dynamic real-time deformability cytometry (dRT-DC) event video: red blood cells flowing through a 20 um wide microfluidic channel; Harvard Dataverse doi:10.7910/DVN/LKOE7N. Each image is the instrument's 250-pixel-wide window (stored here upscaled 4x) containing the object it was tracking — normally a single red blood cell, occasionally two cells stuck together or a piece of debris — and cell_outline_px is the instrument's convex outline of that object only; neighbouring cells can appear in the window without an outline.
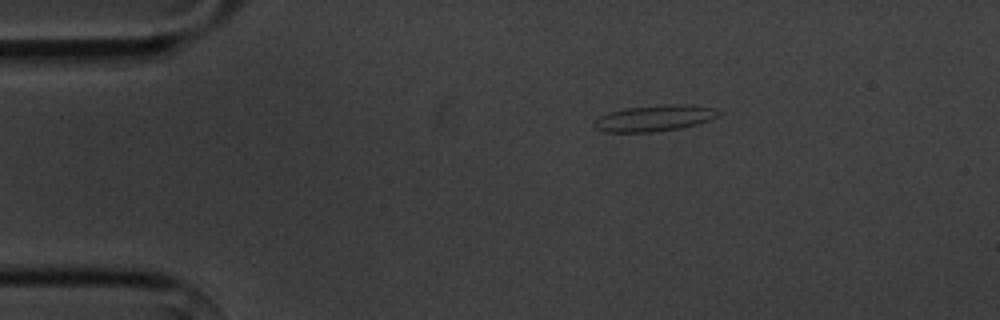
{"species": "common noctule bat (a hibernating species)", "species_latin": "Nyctalus noctula", "temperature_condition": "cold", "stored_images_in_passage": 2, "camera_frame_rate_fps": 3000, "um_per_image_px": 0.085, "animal": {"sex": "male", "body_mass_g": 20.1, "forearm_length_mm": 53.5}, "frame": {"image": 1, "passage_image": 1, "time_ms": 0.0, "image_size_px": [1000, 320], "cell_outline_px": [[720, 112], [716, 116], [700, 124], [680, 128], [652, 132], [604, 132], [596, 128], [592, 124], [600, 116], [608, 112], [624, 108], [672, 104], [692, 104], [716, 108]], "centroid_in_image_um": [55.63, 10.04], "position_along_channel_um": 29.4, "area_um2": 19.02}}